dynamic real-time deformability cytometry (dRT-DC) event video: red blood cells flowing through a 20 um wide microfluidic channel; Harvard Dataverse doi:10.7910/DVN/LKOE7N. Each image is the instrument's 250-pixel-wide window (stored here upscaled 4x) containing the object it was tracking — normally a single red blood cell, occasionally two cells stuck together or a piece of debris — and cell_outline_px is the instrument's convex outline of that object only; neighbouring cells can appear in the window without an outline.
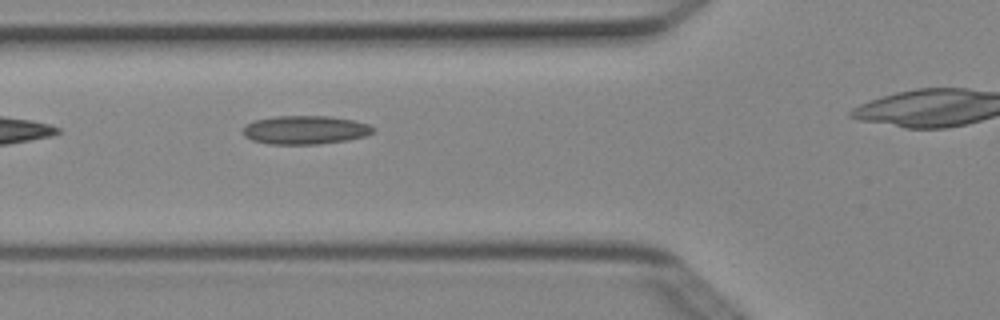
{"species": "Egyptian fruit bat (a non-hibernating species)", "species_latin": "Rousettus aegyptiacus", "temperature_condition": "cold", "stored_images_in_passage": 6, "camera_frame_rate_fps": 3000, "um_per_image_px": 0.085, "animal": {"sex": "female"}, "frame": {"image": 1, "passage_image": 5, "time_ms": 1.333, "image_size_px": [1000, 320], "cell_outline_px": [[376, 128], [372, 132], [364, 136], [348, 140], [316, 144], [268, 144], [252, 140], [244, 136], [244, 124], [256, 120], [272, 116], [328, 116], [352, 120], [368, 124]], "centroid_in_image_um": [25.91, 11.04], "position_along_channel_um": 99.9, "area_um2": 21.62}}